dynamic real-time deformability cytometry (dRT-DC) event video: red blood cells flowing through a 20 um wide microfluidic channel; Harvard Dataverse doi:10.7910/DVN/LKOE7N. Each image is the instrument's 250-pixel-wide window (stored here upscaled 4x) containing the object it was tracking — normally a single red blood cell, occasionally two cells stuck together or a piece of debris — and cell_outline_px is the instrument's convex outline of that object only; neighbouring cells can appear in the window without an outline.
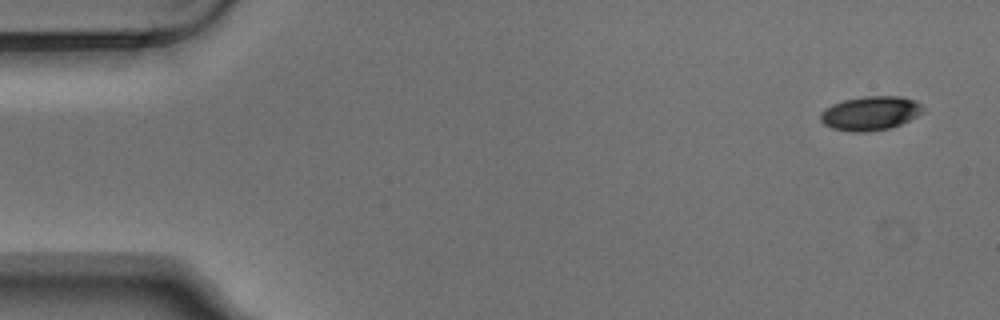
{"species": "Egyptian fruit bat (a non-hibernating species)", "species_latin": "Rousettus aegyptiacus", "temperature_condition": "warm", "stored_images_in_passage": 7, "camera_frame_rate_fps": 3000, "um_per_image_px": 0.085, "animal": {"sex": "male"}, "frame": {"image": 1, "passage_image": 1, "time_ms": 0.0, "image_size_px": [1000, 320], "cell_outline_px": [[924, 108], [916, 116], [900, 124], [888, 128], [868, 132], [848, 132], [832, 128], [824, 124], [820, 120], [820, 112], [824, 108], [832, 104], [844, 100], [864, 96], [900, 96], [916, 100]], "centroid_in_image_um": [73.93, 9.62], "position_along_channel_um": 11.1, "area_um2": 20.35}}
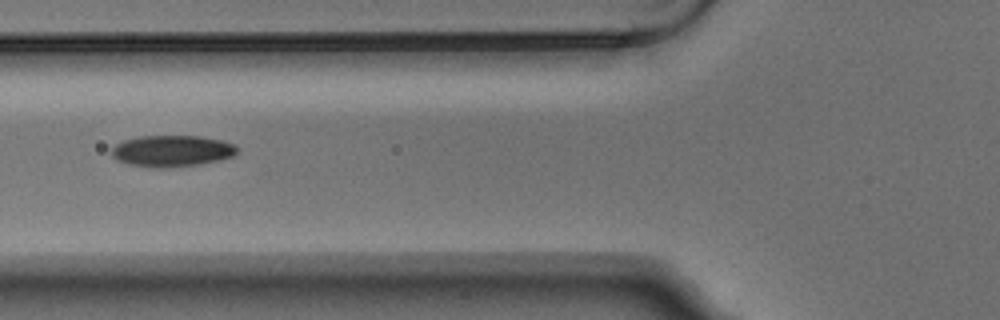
{"frame": {"image": 2, "passage_image": 6, "time_ms": 1.667, "image_size_px": [1000, 320], "cell_outline_px": [[240, 148], [236, 156], [220, 160], [200, 164], [168, 168], [156, 168], [128, 164], [116, 160], [112, 156], [112, 148], [116, 144], [124, 140], [140, 136], [200, 136], [220, 140], [232, 144]], "centroid_in_image_um": [14.64, 12.84], "position_along_channel_um": 111.2, "area_um2": 23.18}}
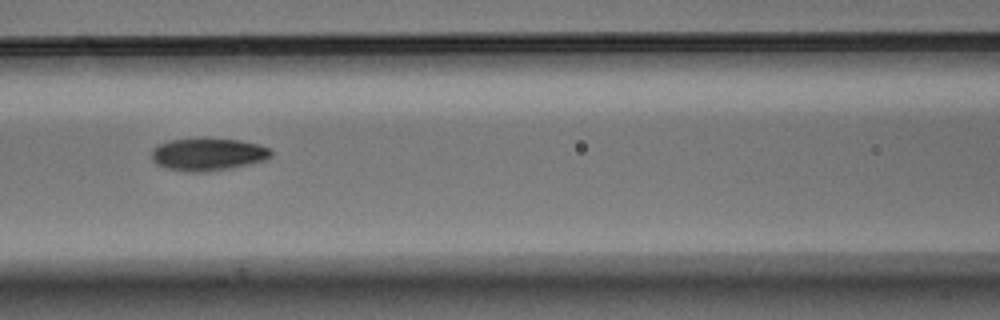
{"frame": {"image": 3, "passage_image": 7, "time_ms": 2.0, "image_size_px": [1000, 320], "cell_outline_px": [[272, 156], [264, 160], [248, 164], [228, 168], [200, 172], [192, 172], [164, 168], [156, 164], [152, 160], [152, 148], [156, 144], [168, 140], [204, 136], [240, 140], [256, 144], [268, 148], [272, 152]], "centroid_in_image_um": [17.6, 13.07], "position_along_channel_um": 149.0, "area_um2": 23.12}}